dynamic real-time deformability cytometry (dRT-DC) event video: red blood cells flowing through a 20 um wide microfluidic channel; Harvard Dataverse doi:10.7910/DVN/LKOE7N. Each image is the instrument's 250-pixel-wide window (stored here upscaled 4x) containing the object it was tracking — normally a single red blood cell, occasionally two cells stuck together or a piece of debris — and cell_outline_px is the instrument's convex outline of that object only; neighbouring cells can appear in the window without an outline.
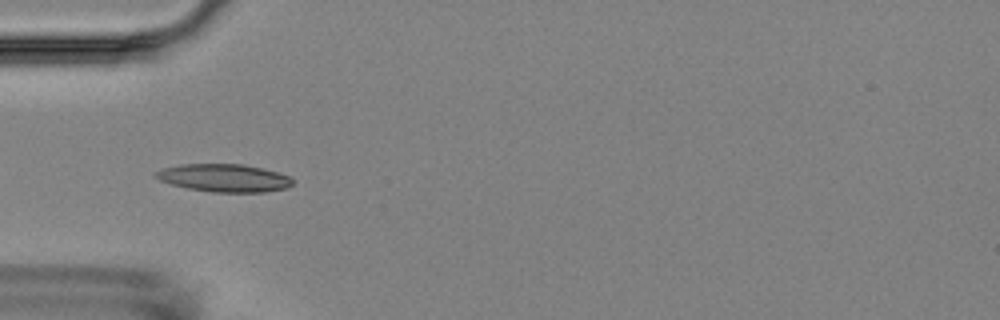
{"species": "Egyptian fruit bat (a non-hibernating species)", "species_latin": "Rousettus aegyptiacus", "temperature_condition": "room temperature", "stored_images_in_passage": 4, "camera_frame_rate_fps": 3000, "um_per_image_px": 0.085, "animal": {"sex": "female"}, "frame": {"image": 1, "passage_image": 4, "time_ms": 3.667, "image_size_px": [1000, 320], "cell_outline_px": [[292, 184], [288, 188], [264, 192], [212, 192], [188, 188], [172, 184], [160, 180], [152, 176], [156, 172], [164, 168], [180, 164], [244, 164], [292, 176]], "centroid_in_image_um": [19.06, 15.12], "position_along_channel_um": 65.9, "area_um2": 22.14}}